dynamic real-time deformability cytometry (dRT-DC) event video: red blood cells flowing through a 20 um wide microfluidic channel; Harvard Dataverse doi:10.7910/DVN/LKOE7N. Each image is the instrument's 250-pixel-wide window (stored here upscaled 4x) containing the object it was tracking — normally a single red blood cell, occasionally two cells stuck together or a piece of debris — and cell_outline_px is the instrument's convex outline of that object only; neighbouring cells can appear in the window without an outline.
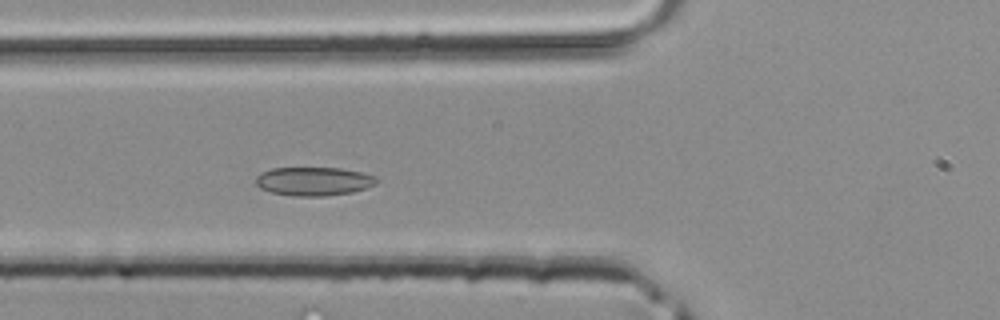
{"species": "common noctule bat (a hibernating species)", "species_latin": "Nyctalus noctula", "temperature_condition": "room temperature", "stored_images_in_passage": 26, "camera_frame_rate_fps": 3000, "um_per_image_px": 0.085, "animal": {"sex": "male", "body_mass_g": 20.4}, "frame": {"image": 1, "passage_image": 8, "time_ms": 2.333, "image_size_px": [1000, 320], "cell_outline_px": [[376, 184], [352, 192], [324, 196], [292, 196], [272, 192], [260, 188], [256, 184], [256, 176], [260, 172], [272, 168], [340, 168], [360, 172], [376, 176]], "centroid_in_image_um": [26.63, 15.41], "position_along_channel_um": 99.2, "area_um2": 20.06}}
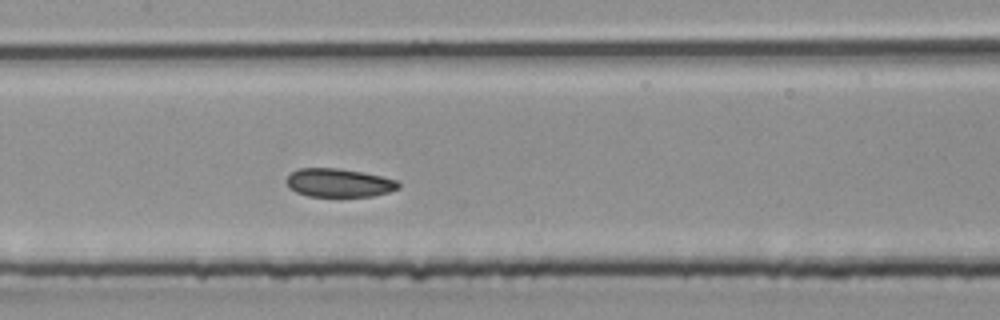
{"frame": {"image": 2, "passage_image": 13, "time_ms": 4.0, "image_size_px": [1000, 320], "cell_outline_px": [[400, 188], [388, 192], [372, 196], [308, 196], [296, 192], [288, 188], [284, 180], [296, 168], [340, 168], [364, 172], [396, 180], [400, 184]], "centroid_in_image_um": [28.76, 15.53], "position_along_channel_um": 178.6, "area_um2": 18.73}}
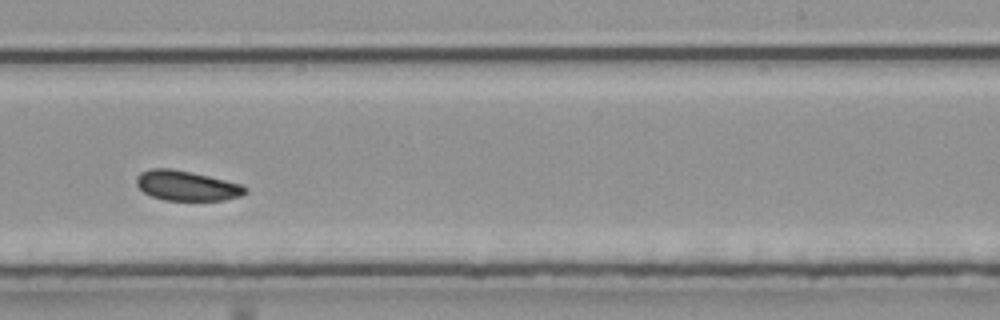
{"frame": {"image": 3, "passage_image": 19, "time_ms": 6.0, "image_size_px": [1000, 320], "cell_outline_px": [[248, 192], [240, 196], [224, 200], [164, 200], [152, 196], [144, 192], [136, 184], [136, 176], [140, 172], [152, 168], [172, 168], [192, 172], [240, 184], [248, 188]], "centroid_in_image_um": [15.85, 15.78], "position_along_channel_um": 273.1, "area_um2": 18.96}}